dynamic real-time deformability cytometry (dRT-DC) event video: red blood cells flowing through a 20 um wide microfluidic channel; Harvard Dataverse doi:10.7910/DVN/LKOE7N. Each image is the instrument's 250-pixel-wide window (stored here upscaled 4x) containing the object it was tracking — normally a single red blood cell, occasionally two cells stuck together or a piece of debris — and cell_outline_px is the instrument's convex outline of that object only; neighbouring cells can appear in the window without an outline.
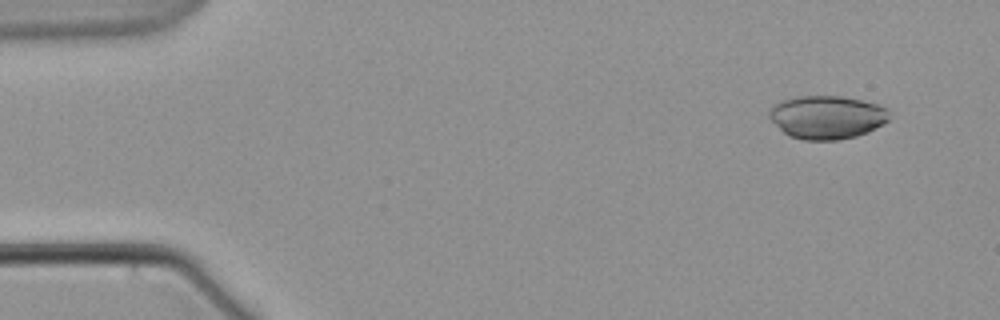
{"species": "common noctule bat (a hibernating species)", "species_latin": "Nyctalus noctula", "temperature_condition": "warm", "stored_images_in_passage": 6, "camera_frame_rate_fps": 3000, "um_per_image_px": 0.085, "animal": {"sex": "male", "body_mass_g": 21.5, "forearm_length_mm": 52.0}, "frame": {"image": 1, "passage_image": 2, "time_ms": 1.333, "image_size_px": [1000, 320], "cell_outline_px": [[888, 120], [884, 124], [868, 132], [856, 136], [840, 140], [804, 140], [788, 136], [768, 116], [768, 112], [772, 104], [780, 100], [800, 96], [840, 96], [860, 100], [876, 104], [888, 108]], "centroid_in_image_um": [70.27, 9.96], "position_along_channel_um": 14.7, "area_um2": 30.4}}
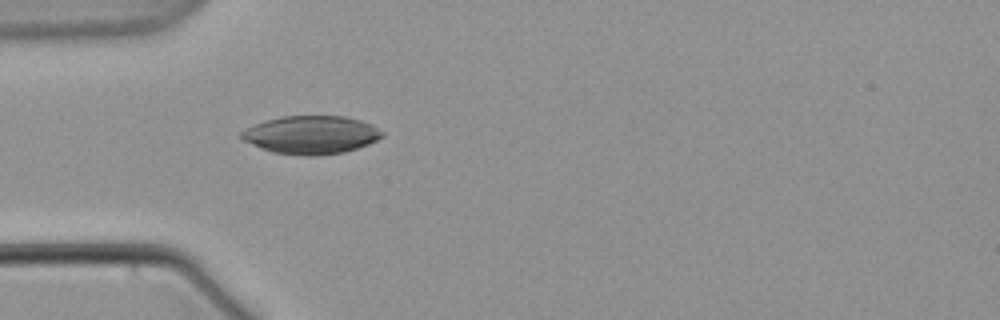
{"frame": {"image": 2, "passage_image": 6, "time_ms": 6.333, "image_size_px": [1000, 320], "cell_outline_px": [[384, 136], [368, 144], [344, 152], [272, 152], [260, 148], [244, 140], [240, 136], [240, 132], [256, 124], [280, 116], [344, 116], [360, 120], [384, 132]], "centroid_in_image_um": [26.45, 11.41], "position_along_channel_um": 58.6, "area_um2": 29.82}}